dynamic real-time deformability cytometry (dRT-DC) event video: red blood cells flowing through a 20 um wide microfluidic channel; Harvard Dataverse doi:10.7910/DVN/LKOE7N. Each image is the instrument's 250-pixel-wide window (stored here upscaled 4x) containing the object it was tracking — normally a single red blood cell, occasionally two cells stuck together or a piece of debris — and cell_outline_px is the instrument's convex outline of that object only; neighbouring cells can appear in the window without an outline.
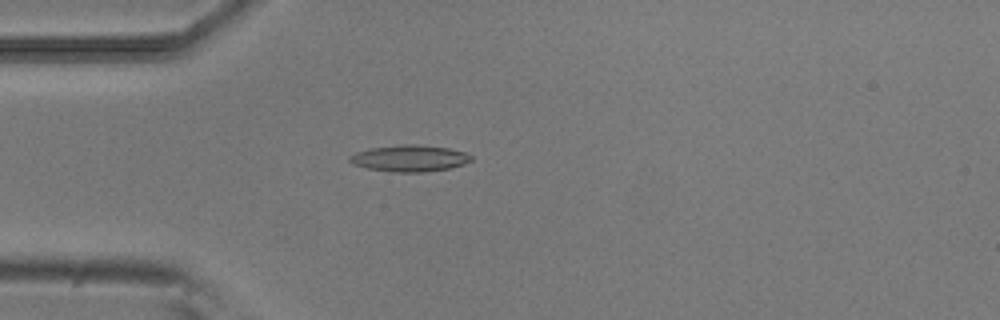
{"species": "common noctule bat (a hibernating species)", "species_latin": "Nyctalus noctula", "temperature_condition": "room temperature", "stored_images_in_passage": 48, "camera_frame_rate_fps": 3000, "um_per_image_px": 0.085, "animal": {"sex": "male", "body_mass_g": 20.5, "forearm_length_mm": 52.5}, "frame": {"image": 1, "passage_image": 10, "time_ms": 3.0, "image_size_px": [1000, 320], "cell_outline_px": [[472, 160], [464, 164], [448, 168], [424, 172], [392, 172], [368, 168], [352, 164], [348, 160], [348, 156], [356, 152], [372, 148], [400, 144], [416, 144], [448, 148], [464, 152], [472, 156]], "centroid_in_image_um": [34.79, 13.45], "position_along_channel_um": 50.2, "area_um2": 18.73}}
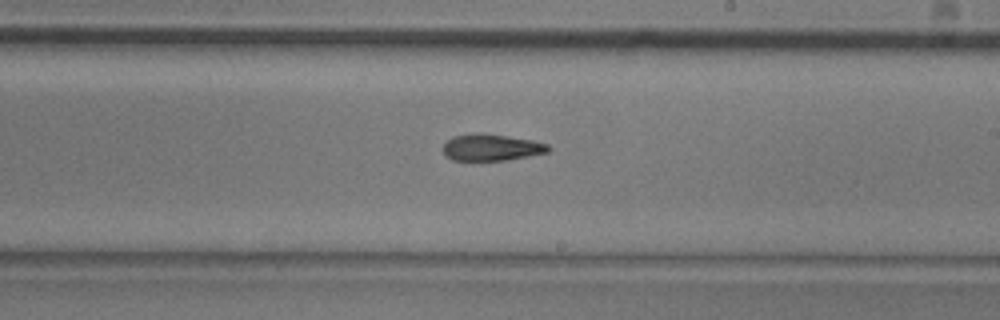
{"frame": {"image": 2, "passage_image": 26, "time_ms": 8.333, "image_size_px": [1000, 320], "cell_outline_px": [[552, 148], [548, 152], [508, 160], [452, 160], [444, 156], [444, 144], [452, 136], [472, 132], [484, 132], [532, 140], [548, 144]], "centroid_in_image_um": [41.76, 12.51], "position_along_channel_um": 247.2, "area_um2": 16.59}}
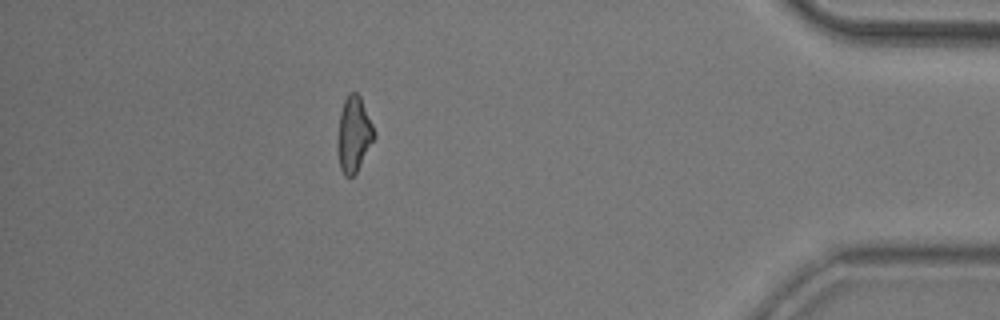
{"frame": {"image": 3, "passage_image": 42, "time_ms": 13.667, "image_size_px": [1000, 320], "cell_outline_px": [[376, 136], [356, 172], [352, 176], [344, 176], [340, 168], [336, 148], [336, 140], [340, 112], [344, 100], [348, 92], [356, 92], [360, 96], [376, 132]], "centroid_in_image_um": [30.05, 11.4], "position_along_channel_um": 405.2, "area_um2": 16.3}, "authors_computed_cell_mechanics": {"area_um2": 16.8487, "velocity_mm_per_s": 3.8591, "shape_relaxation_time_tau1_ms": 10.0232, "shape_relaxation_time_tau2_ms": 3.537, "deformation_change_tau1": 0.2488, "deformation_change_tau2": 0.1189}}